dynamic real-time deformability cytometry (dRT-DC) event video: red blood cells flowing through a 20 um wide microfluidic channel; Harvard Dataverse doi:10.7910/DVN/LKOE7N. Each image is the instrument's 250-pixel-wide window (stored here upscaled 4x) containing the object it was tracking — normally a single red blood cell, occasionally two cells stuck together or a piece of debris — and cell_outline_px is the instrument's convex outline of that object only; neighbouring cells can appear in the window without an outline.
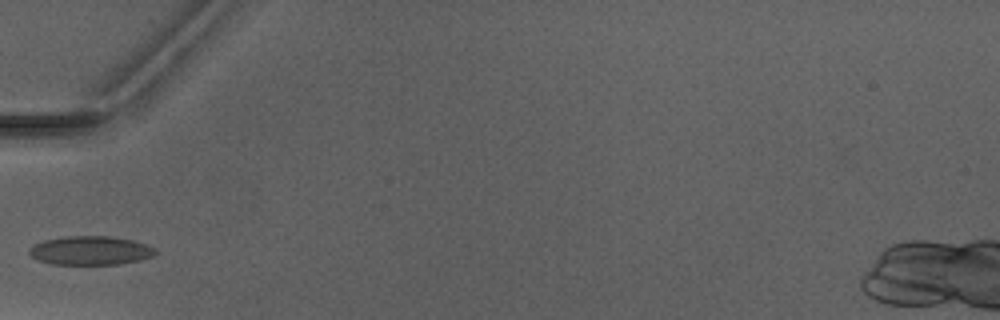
{"species": "Egyptian fruit bat (a non-hibernating species)", "species_latin": "Rousettus aegyptiacus", "temperature_condition": "warm", "stored_images_in_passage": 2, "camera_frame_rate_fps": 3000, "um_per_image_px": 0.085, "animal": {"sex": "male"}, "frame": {"image": 1, "passage_image": 1, "time_ms": 0.0, "image_size_px": [1000, 320], "cell_outline_px": [[160, 252], [156, 256], [140, 260], [120, 264], [52, 264], [36, 260], [28, 252], [28, 248], [44, 240], [64, 236], [108, 236], [132, 240], [156, 248]], "centroid_in_image_um": [7.72, 21.3], "position_along_channel_um": 77.3, "area_um2": 21.39}}